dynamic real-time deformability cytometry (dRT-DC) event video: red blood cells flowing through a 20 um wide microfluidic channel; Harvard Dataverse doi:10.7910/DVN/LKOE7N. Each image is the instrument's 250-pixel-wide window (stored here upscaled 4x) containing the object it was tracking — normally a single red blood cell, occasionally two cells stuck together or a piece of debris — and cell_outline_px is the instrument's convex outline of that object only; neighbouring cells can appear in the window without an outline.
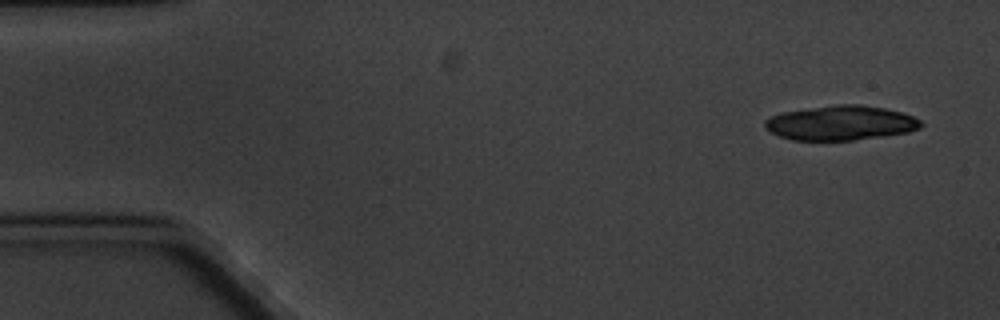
{"species": "common noctule bat (a hibernating species)", "species_latin": "Nyctalus noctula", "temperature_condition": "cold", "stored_images_in_passage": 4, "camera_frame_rate_fps": 3000, "um_per_image_px": 0.085, "animal": {"sex": "male", "body_mass_g": 20.1, "forearm_length_mm": 53.5}, "frame": {"image": 1, "passage_image": 1, "time_ms": 0.0, "image_size_px": [1000, 320], "cell_outline_px": [[924, 124], [920, 128], [908, 132], [852, 140], [792, 140], [780, 136], [764, 128], [764, 120], [772, 116], [784, 112], [836, 104], [860, 104], [884, 108], [900, 112], [912, 116], [920, 120]], "centroid_in_image_um": [71.46, 10.45], "position_along_channel_um": 13.5, "area_um2": 31.21}}